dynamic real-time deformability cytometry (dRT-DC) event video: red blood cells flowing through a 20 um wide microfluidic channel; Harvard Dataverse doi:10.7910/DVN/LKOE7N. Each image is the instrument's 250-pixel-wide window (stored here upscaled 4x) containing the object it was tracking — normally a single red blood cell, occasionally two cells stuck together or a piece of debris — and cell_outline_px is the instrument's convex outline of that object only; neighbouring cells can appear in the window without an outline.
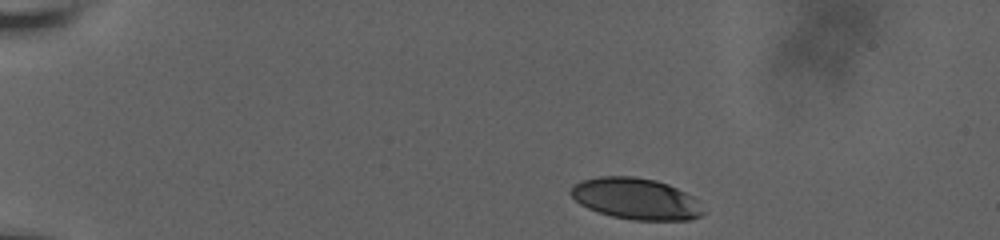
{"species": "human", "species_latin": "Homo sapiens", "temperature_condition": "room temperature", "stored_images_in_passage": 12, "camera_frame_rate_fps": 3000, "um_per_image_px": 0.085, "donor": {"sex": "male"}, "frame": {"image": 1, "passage_image": 1, "time_ms": 0.0, "image_size_px": [1000, 240], "cell_outline_px": [[704, 212], [700, 216], [692, 220], [632, 220], [612, 216], [588, 208], [580, 204], [568, 192], [580, 180], [600, 176], [632, 176], [656, 180], [668, 184], [692, 196]], "centroid_in_image_um": [54.03, 16.89], "position_along_channel_um": 31.0, "area_um2": 31.67}}
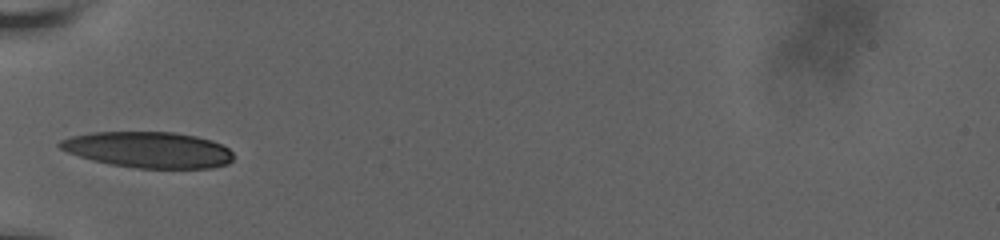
{"frame": {"image": 2, "passage_image": 11, "time_ms": 3.667, "image_size_px": [1000, 240], "cell_outline_px": [[232, 160], [228, 164], [212, 168], [136, 168], [112, 164], [92, 160], [68, 152], [60, 148], [56, 144], [60, 140], [72, 136], [92, 132], [176, 132], [196, 136], [212, 140], [228, 148], [232, 152]], "centroid_in_image_um": [12.62, 12.72], "position_along_channel_um": 72.4, "area_um2": 36.41}}